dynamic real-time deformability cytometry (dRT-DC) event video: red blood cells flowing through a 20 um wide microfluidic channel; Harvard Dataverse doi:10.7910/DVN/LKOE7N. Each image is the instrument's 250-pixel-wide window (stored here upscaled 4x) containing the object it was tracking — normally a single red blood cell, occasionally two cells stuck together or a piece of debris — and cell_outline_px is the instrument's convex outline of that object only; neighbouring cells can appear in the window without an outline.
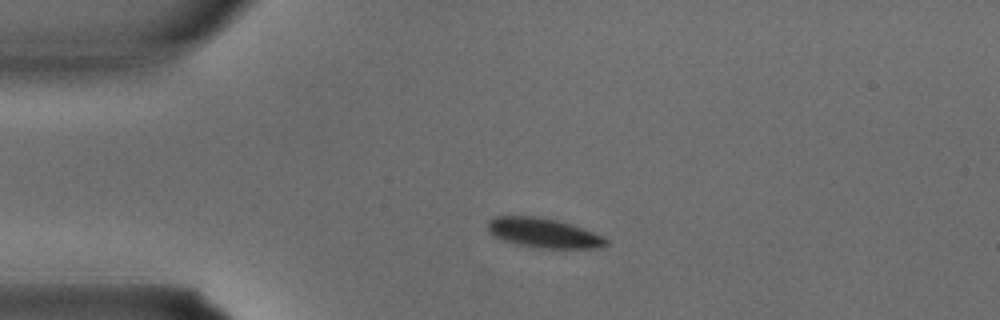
{"species": "common noctule bat (a hibernating species)", "species_latin": "Nyctalus noctula", "temperature_condition": "warm", "stored_images_in_passage": 28, "camera_frame_rate_fps": 3000, "um_per_image_px": 0.085, "animal": {"sex": "male", "body_mass_g": 15.6}, "frame": {"image": 1, "passage_image": 1, "time_ms": 0.0, "image_size_px": [1000, 320], "cell_outline_px": [[608, 244], [592, 248], [540, 248], [516, 244], [500, 240], [488, 232], [488, 220], [496, 216], [536, 216], [556, 220], [584, 228], [608, 240]], "centroid_in_image_um": [46.14, 19.8], "position_along_channel_um": 38.9, "area_um2": 20.29}}
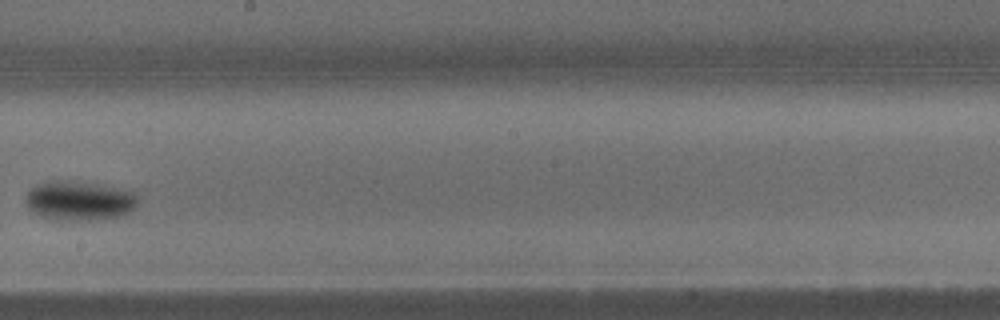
{"frame": {"image": 2, "passage_image": 13, "time_ms": 4.0, "image_size_px": [1000, 320], "cell_outline_px": [[136, 204], [124, 216], [92, 220], [52, 220], [40, 216], [32, 212], [28, 208], [24, 200], [28, 192], [32, 188], [40, 184], [88, 184], [132, 192], [136, 196]], "centroid_in_image_um": [6.7, 17.16], "position_along_channel_um": 241.5, "area_um2": 24.33}}
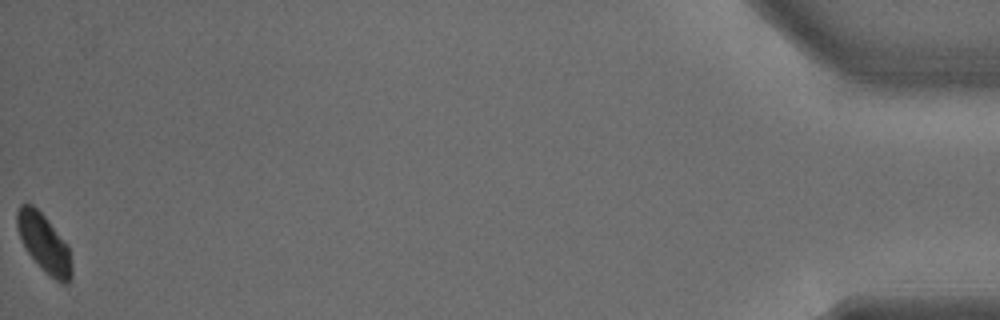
{"frame": {"image": 3, "passage_image": 28, "time_ms": 9.0, "image_size_px": [1000, 320], "cell_outline_px": [[72, 280], [68, 284], [64, 284], [56, 280], [44, 272], [24, 248], [16, 224], [16, 212], [20, 204], [32, 204], [48, 220], [68, 244], [72, 264]], "centroid_in_image_um": [3.76, 20.7], "position_along_channel_um": 431.4, "area_um2": 18.73}}